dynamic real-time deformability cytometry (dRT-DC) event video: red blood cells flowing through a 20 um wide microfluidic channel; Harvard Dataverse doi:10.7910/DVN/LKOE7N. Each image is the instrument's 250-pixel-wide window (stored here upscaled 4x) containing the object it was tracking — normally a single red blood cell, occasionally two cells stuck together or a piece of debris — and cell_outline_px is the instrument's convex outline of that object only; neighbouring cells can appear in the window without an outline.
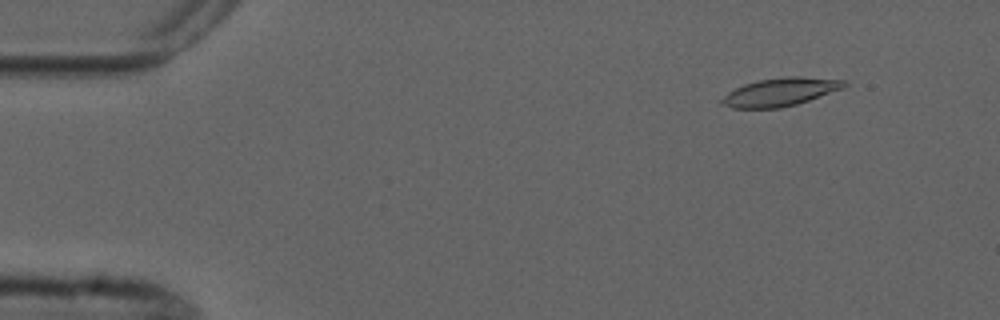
{"species": "common noctule bat (a hibernating species)", "species_latin": "Nyctalus noctula", "temperature_condition": "cold", "stored_images_in_passage": 6, "camera_frame_rate_fps": 3000, "um_per_image_px": 0.085, "animal": {"sex": "male", "forearm_length_mm": 52.5}, "frame": {"image": 1, "passage_image": 2, "time_ms": 1.333, "image_size_px": [1000, 320], "cell_outline_px": [[848, 84], [844, 88], [796, 104], [780, 108], [732, 108], [720, 104], [716, 100], [728, 92], [744, 84], [760, 80], [784, 76], [800, 76], [844, 80]], "centroid_in_image_um": [66.27, 7.82], "position_along_channel_um": 18.7, "area_um2": 20.17}}
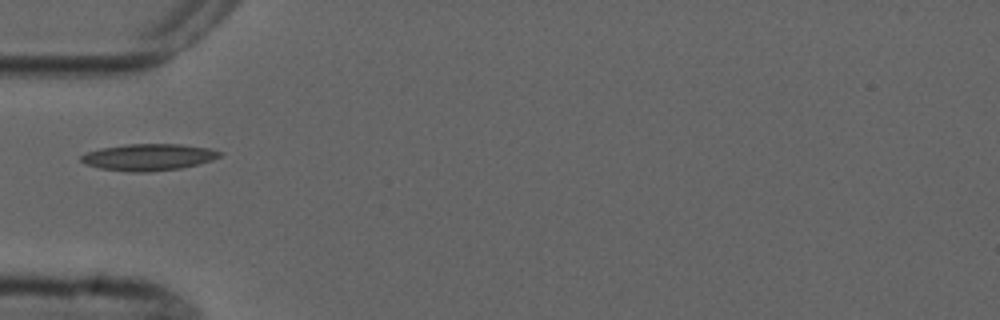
{"frame": {"image": 2, "passage_image": 5, "time_ms": 5.333, "image_size_px": [1000, 320], "cell_outline_px": [[224, 152], [220, 156], [212, 160], [180, 168], [148, 172], [132, 172], [100, 168], [84, 164], [80, 160], [80, 156], [88, 152], [100, 148], [128, 144], [180, 144], [208, 148]], "centroid_in_image_um": [12.61, 13.35], "position_along_channel_um": 72.4, "area_um2": 21.44}}
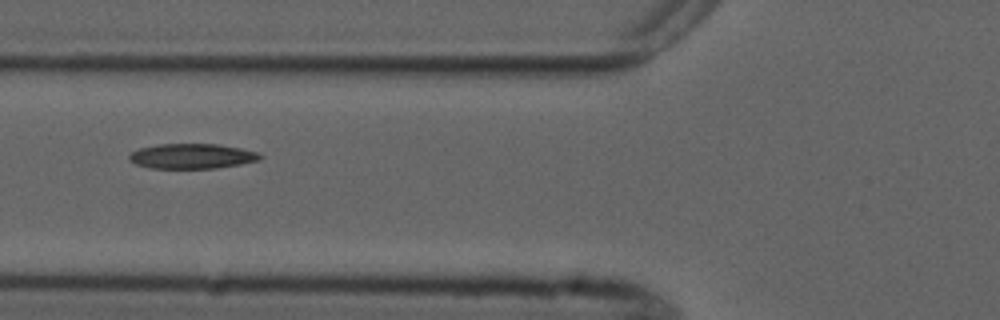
{"frame": {"image": 3, "passage_image": 6, "time_ms": 6.333, "image_size_px": [1000, 320], "cell_outline_px": [[264, 156], [260, 160], [240, 164], [216, 168], [148, 168], [136, 164], [128, 160], [128, 156], [132, 152], [140, 148], [160, 144], [216, 144], [240, 148], [256, 152]], "centroid_in_image_um": [16.31, 13.28], "position_along_channel_um": 109.5, "area_um2": 19.02}}